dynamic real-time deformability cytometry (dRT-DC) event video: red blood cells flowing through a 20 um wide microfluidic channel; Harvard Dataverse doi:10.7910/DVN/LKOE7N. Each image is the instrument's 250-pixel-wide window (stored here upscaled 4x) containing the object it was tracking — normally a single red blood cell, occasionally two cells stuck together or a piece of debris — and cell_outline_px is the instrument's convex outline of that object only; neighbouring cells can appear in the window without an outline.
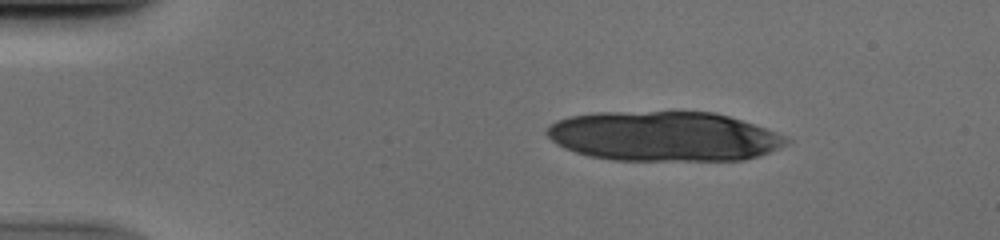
{"species": "human", "species_latin": "Homo sapiens", "temperature_condition": "cold", "stored_images_in_passage": 10, "camera_frame_rate_fps": 3000, "um_per_image_px": 0.085, "donor": {"sex": "male"}, "frame": {"image": 1, "passage_image": 1, "time_ms": 0.0, "image_size_px": [1000, 240], "cell_outline_px": [[792, 140], [788, 144], [780, 148], [744, 160], [612, 160], [588, 156], [564, 148], [556, 144], [544, 132], [548, 124], [556, 120], [568, 116], [596, 112], [716, 112], [788, 136]], "centroid_in_image_um": [56.39, 11.59], "position_along_channel_um": 28.6, "area_um2": 69.71}}